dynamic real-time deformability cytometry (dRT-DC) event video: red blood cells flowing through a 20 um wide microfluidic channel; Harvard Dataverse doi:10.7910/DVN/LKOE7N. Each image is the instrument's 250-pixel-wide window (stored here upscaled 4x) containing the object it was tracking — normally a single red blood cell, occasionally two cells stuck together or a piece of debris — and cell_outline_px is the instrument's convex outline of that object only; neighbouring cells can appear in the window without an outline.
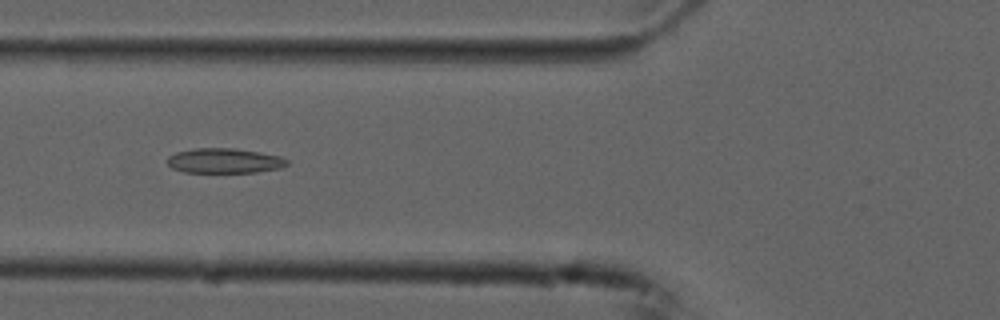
{"species": "common noctule bat (a hibernating species)", "species_latin": "Nyctalus noctula", "temperature_condition": "cold", "stored_images_in_passage": 54, "camera_frame_rate_fps": 3000, "um_per_image_px": 0.085, "animal": {"sex": "male", "forearm_length_mm": 52.5}, "frame": {"image": 1, "passage_image": 20, "time_ms": 6.333, "image_size_px": [1000, 320], "cell_outline_px": [[288, 164], [280, 168], [256, 172], [184, 172], [172, 168], [168, 164], [168, 156], [176, 152], [196, 148], [236, 148], [260, 152], [280, 156], [288, 160]], "centroid_in_image_um": [19.08, 13.66], "position_along_channel_um": 106.7, "area_um2": 17.34}}
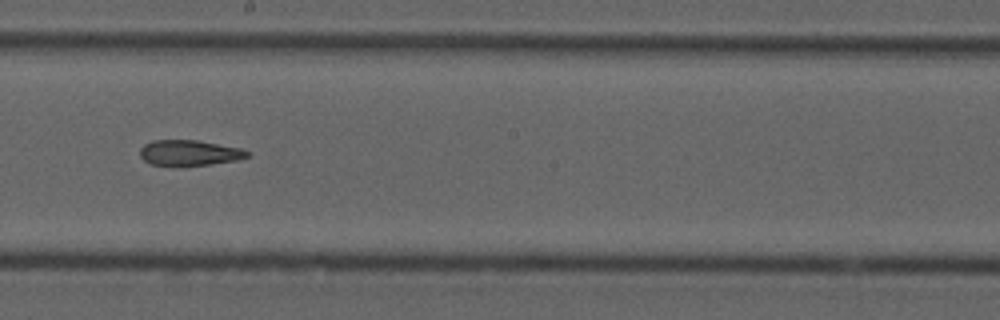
{"frame": {"image": 2, "passage_image": 30, "time_ms": 9.667, "image_size_px": [1000, 320], "cell_outline_px": [[252, 156], [236, 160], [208, 164], [172, 168], [152, 164], [144, 160], [140, 156], [140, 148], [144, 144], [152, 140], [196, 140], [240, 148], [252, 152]], "centroid_in_image_um": [16.08, 13.01], "position_along_channel_um": 232.1, "area_um2": 16.42}}
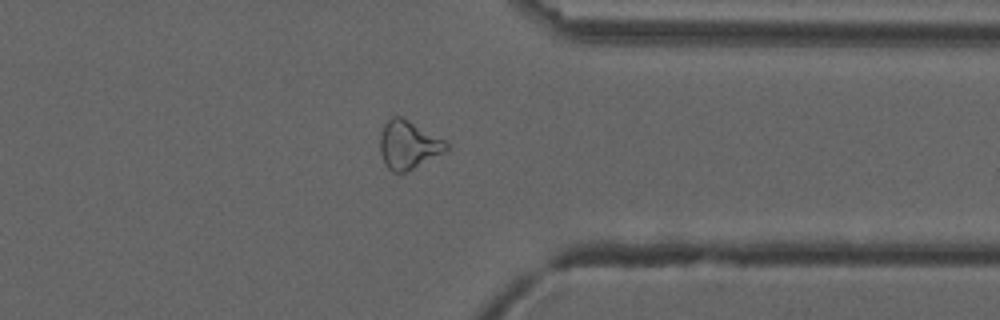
{"frame": {"image": 3, "passage_image": 42, "time_ms": 13.667, "image_size_px": [1000, 320], "cell_outline_px": [[448, 152], [408, 172], [392, 172], [384, 164], [380, 152], [380, 132], [384, 124], [392, 116], [400, 116], [408, 120], [444, 140], [448, 144]], "centroid_in_image_um": [34.72, 12.35], "position_along_channel_um": 376.7, "area_um2": 18.9}, "authors_computed_cell_mechanics": {"area_um2": 18.8139, "velocity_mm_per_s": 3.7531, "shape_relaxation_time_tau1_ms": null, "shape_relaxation_time_tau2_ms": 7.8905, "deformation_change_tau1": null, "deformation_change_tau2": 0.1843}}